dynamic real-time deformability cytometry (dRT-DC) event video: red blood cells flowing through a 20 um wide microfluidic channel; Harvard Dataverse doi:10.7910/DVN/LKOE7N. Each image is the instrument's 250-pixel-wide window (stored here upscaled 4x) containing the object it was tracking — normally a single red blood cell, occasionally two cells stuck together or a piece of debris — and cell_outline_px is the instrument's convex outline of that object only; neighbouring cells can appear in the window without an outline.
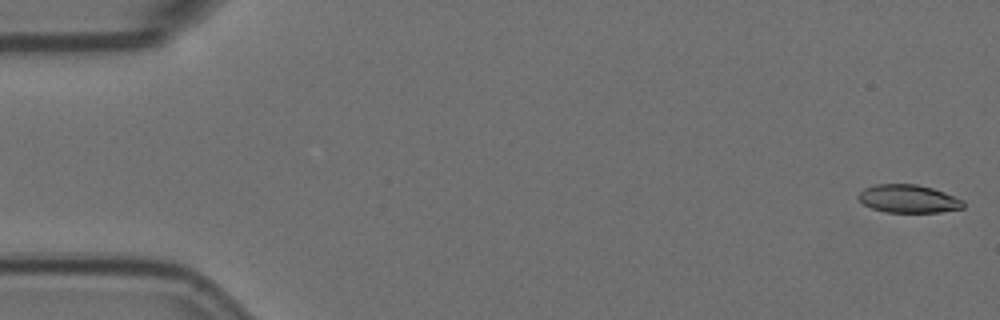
{"species": "Egyptian fruit bat (a non-hibernating species)", "species_latin": "Rousettus aegyptiacus", "temperature_condition": "room temperature", "stored_images_in_passage": 8, "camera_frame_rate_fps": 3000, "um_per_image_px": 0.085, "animal": {"sex": "female"}, "frame": {"image": 1, "passage_image": 1, "time_ms": 0.0, "image_size_px": [1000, 320], "cell_outline_px": [[964, 208], [940, 212], [884, 212], [872, 208], [864, 204], [856, 196], [864, 188], [876, 184], [916, 184], [932, 188], [944, 192], [964, 200]], "centroid_in_image_um": [77.22, 16.89], "position_along_channel_um": 7.8, "area_um2": 17.17}}
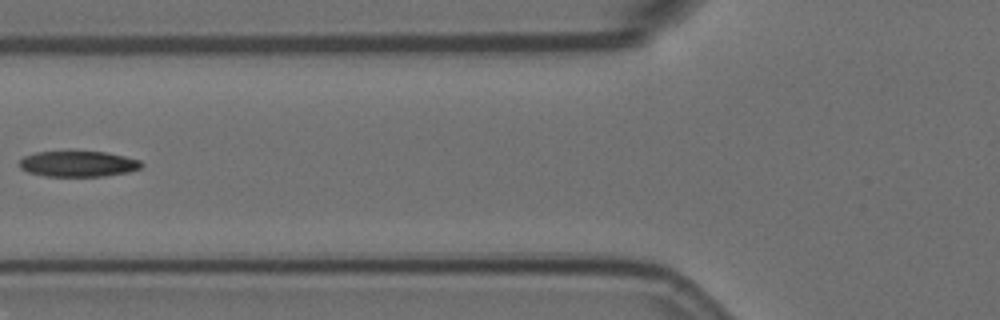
{"frame": {"image": 2, "passage_image": 7, "time_ms": 2.0, "image_size_px": [1000, 320], "cell_outline_px": [[144, 164], [140, 168], [128, 172], [104, 176], [44, 176], [28, 172], [20, 168], [20, 160], [24, 156], [36, 152], [104, 152], [124, 156], [140, 160]], "centroid_in_image_um": [6.64, 13.93], "position_along_channel_um": 119.2, "area_um2": 18.15}}
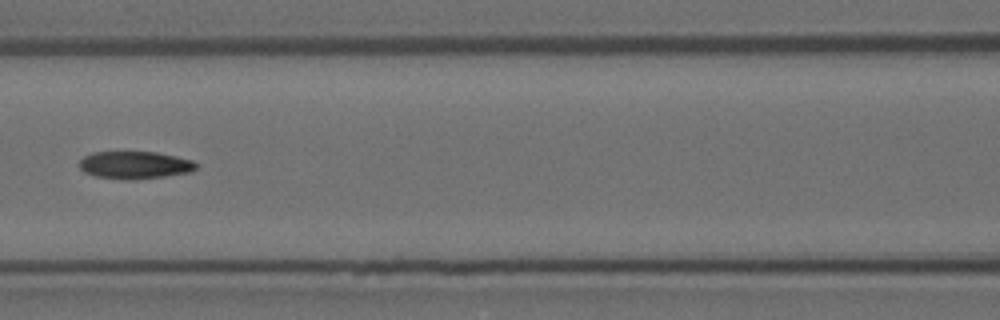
{"frame": {"image": 3, "passage_image": 8, "time_ms": 2.333, "image_size_px": [1000, 320], "cell_outline_px": [[196, 168], [192, 172], [136, 180], [124, 180], [96, 176], [84, 172], [80, 168], [80, 160], [84, 156], [92, 152], [156, 152], [176, 156], [192, 160], [196, 164]], "centroid_in_image_um": [11.46, 14.03], "position_along_channel_um": 155.1, "area_um2": 18.79}}